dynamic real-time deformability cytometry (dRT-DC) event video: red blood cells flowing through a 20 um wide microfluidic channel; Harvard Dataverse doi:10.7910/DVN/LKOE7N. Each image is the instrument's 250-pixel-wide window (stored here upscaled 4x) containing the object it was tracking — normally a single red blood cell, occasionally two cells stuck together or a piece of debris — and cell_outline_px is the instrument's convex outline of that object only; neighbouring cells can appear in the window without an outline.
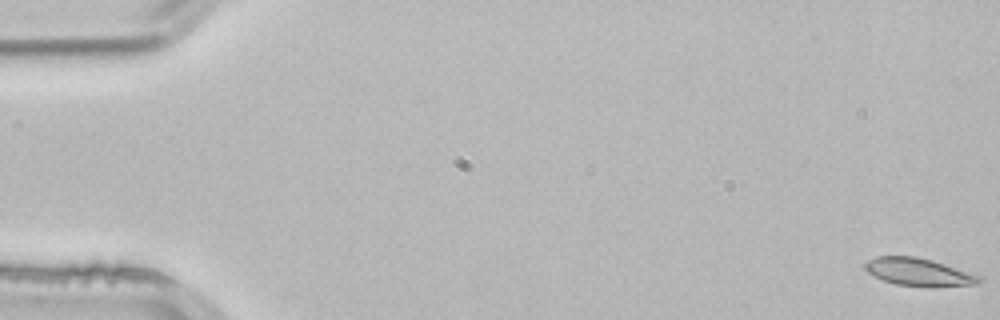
{"species": "common noctule bat (a hibernating species)", "species_latin": "Nyctalus noctula", "temperature_condition": "room temperature", "stored_images_in_passage": 5, "camera_frame_rate_fps": 3000, "um_per_image_px": 0.085, "animal": {"sex": "male", "body_mass_g": 21.5, "forearm_length_mm": 52.0}, "frame": {"image": 1, "passage_image": 1, "time_ms": 0.0, "image_size_px": [1000, 320], "cell_outline_px": [[980, 280], [976, 284], [896, 284], [872, 276], [864, 268], [864, 264], [868, 260], [876, 256], [916, 256], [932, 260], [980, 276]], "centroid_in_image_um": [77.95, 23.06], "position_along_channel_um": 7.0, "area_um2": 17.34}}
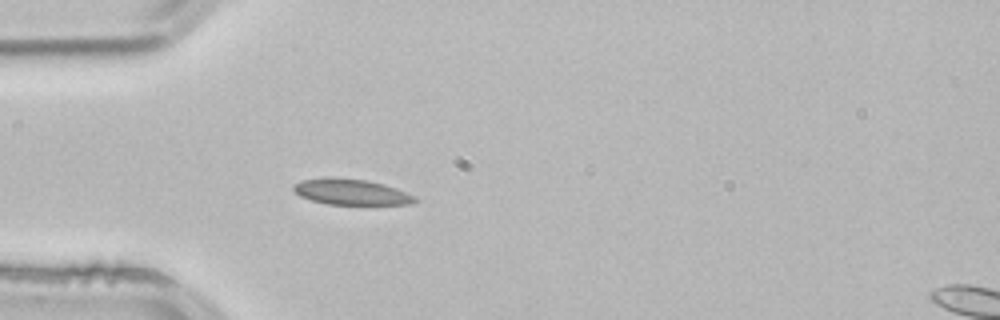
{"frame": {"image": 2, "passage_image": 4, "time_ms": 1.0, "image_size_px": [1000, 320], "cell_outline_px": [[420, 200], [412, 204], [328, 204], [312, 200], [300, 196], [292, 188], [292, 184], [300, 180], [328, 176], [332, 176], [368, 180], [416, 196]], "centroid_in_image_um": [29.79, 16.3], "position_along_channel_um": 55.2, "area_um2": 18.26}}